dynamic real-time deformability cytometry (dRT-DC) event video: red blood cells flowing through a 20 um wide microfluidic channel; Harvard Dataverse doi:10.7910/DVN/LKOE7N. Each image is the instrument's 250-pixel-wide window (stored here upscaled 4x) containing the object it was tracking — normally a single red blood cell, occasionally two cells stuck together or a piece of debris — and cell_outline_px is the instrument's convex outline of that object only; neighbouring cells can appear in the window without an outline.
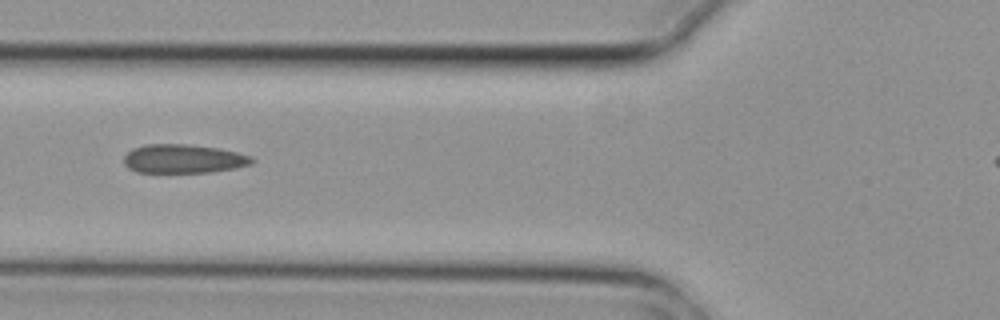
{"species": "common noctule bat (a hibernating species)", "species_latin": "Nyctalus noctula", "temperature_condition": "cold", "stored_images_in_passage": 7, "camera_frame_rate_fps": 3000, "um_per_image_px": 0.085, "animal": {"sex": "female", "body_mass_g": 29.2, "forearm_length_mm": 56.3}, "frame": {"image": 1, "passage_image": 4, "time_ms": 1.0, "image_size_px": [1000, 320], "cell_outline_px": [[256, 160], [252, 164], [236, 168], [208, 172], [136, 172], [128, 168], [124, 164], [124, 156], [132, 148], [144, 144], [188, 144], [220, 148], [252, 156]], "centroid_in_image_um": [15.6, 13.49], "position_along_channel_um": 110.2, "area_um2": 21.68}}
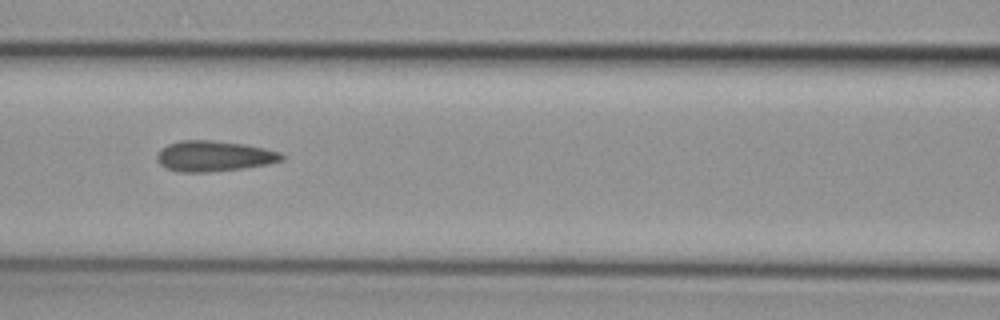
{"frame": {"image": 2, "passage_image": 5, "time_ms": 1.333, "image_size_px": [1000, 320], "cell_outline_px": [[284, 160], [268, 164], [244, 168], [208, 172], [180, 172], [164, 168], [156, 160], [156, 156], [160, 148], [168, 144], [180, 140], [212, 140], [244, 144], [264, 148], [280, 152], [284, 156]], "centroid_in_image_um": [18.16, 13.27], "position_along_channel_um": 148.4, "area_um2": 22.43}}